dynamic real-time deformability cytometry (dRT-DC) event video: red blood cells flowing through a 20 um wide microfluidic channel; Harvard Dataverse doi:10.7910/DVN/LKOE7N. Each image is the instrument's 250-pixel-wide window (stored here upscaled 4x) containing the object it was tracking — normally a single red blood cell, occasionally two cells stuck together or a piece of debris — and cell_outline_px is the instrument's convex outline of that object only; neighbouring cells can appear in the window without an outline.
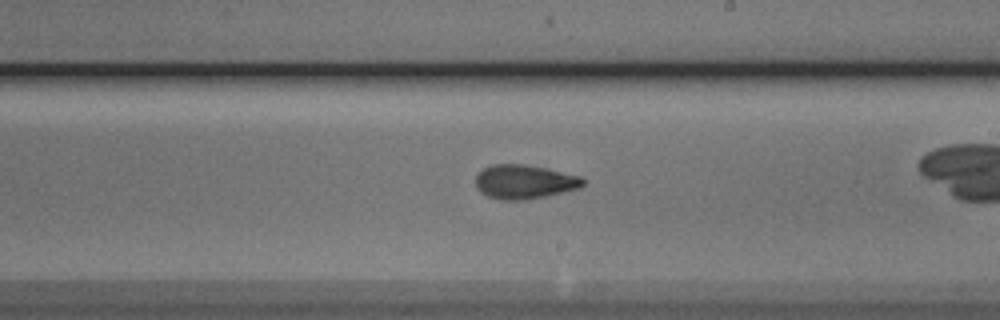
{"species": "Egyptian fruit bat (a non-hibernating species)", "species_latin": "Rousettus aegyptiacus", "temperature_condition": "cold", "stored_images_in_passage": 28, "camera_frame_rate_fps": 3000, "um_per_image_px": 0.085, "animal": {"sex": "male"}, "frame": {"image": 1, "passage_image": 13, "time_ms": 4.0, "image_size_px": [1000, 320], "cell_outline_px": [[584, 184], [580, 188], [528, 200], [500, 200], [488, 196], [480, 192], [476, 188], [476, 176], [484, 168], [492, 164], [524, 164], [544, 168], [580, 176], [584, 180]], "centroid_in_image_um": [44.55, 15.46], "position_along_channel_um": 244.4, "area_um2": 21.27}, "authors_computed_cell_mechanics": {"area_um2": 20.9814, "velocity_mm_per_s": 3.8212, "shape_relaxation_time_tau1_ms": 3.0716, "shape_relaxation_time_tau2_ms": 1.1223, "deformation_change_tau1": 0.1146, "deformation_change_tau2": 0.0603}}